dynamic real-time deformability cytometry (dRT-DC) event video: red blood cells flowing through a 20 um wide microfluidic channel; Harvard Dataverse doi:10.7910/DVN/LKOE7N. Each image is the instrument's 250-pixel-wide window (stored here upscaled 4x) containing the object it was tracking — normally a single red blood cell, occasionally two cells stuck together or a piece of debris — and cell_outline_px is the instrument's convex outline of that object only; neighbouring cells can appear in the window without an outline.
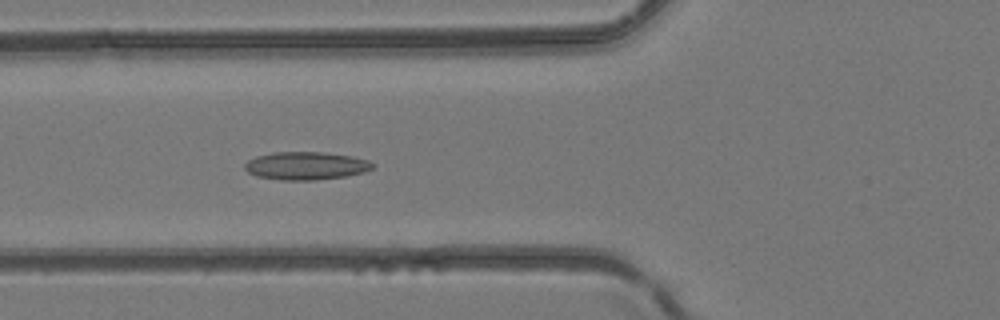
{"species": "common noctule bat (a hibernating species)", "species_latin": "Nyctalus noctula", "temperature_condition": "room temperature", "stored_images_in_passage": 40, "camera_frame_rate_fps": 3000, "um_per_image_px": 0.085, "animal": {"sex": "female", "body_mass_g": 24.6, "forearm_length_mm": 56.2}, "frame": {"image": 1, "passage_image": 17, "time_ms": 5.333, "image_size_px": [1000, 320], "cell_outline_px": [[372, 168], [364, 172], [348, 176], [316, 180], [280, 180], [256, 176], [248, 172], [244, 168], [244, 164], [248, 160], [256, 156], [272, 152], [324, 152], [352, 156], [368, 160], [372, 164]], "centroid_in_image_um": [25.98, 14.09], "position_along_channel_um": 99.8, "area_um2": 20.92}}
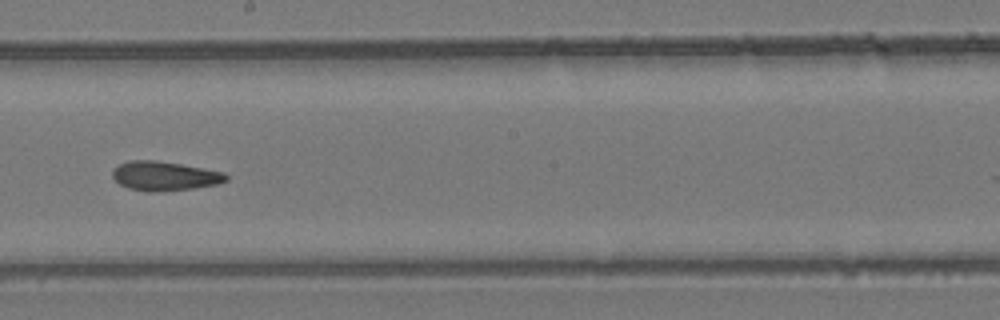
{"frame": {"image": 2, "passage_image": 26, "time_ms": 8.333, "image_size_px": [1000, 320], "cell_outline_px": [[228, 180], [220, 184], [192, 188], [156, 192], [148, 192], [128, 188], [120, 184], [112, 176], [112, 168], [120, 164], [132, 160], [156, 160], [204, 168], [224, 172], [228, 176]], "centroid_in_image_um": [14.0, 14.96], "position_along_channel_um": 234.2, "area_um2": 19.42}}
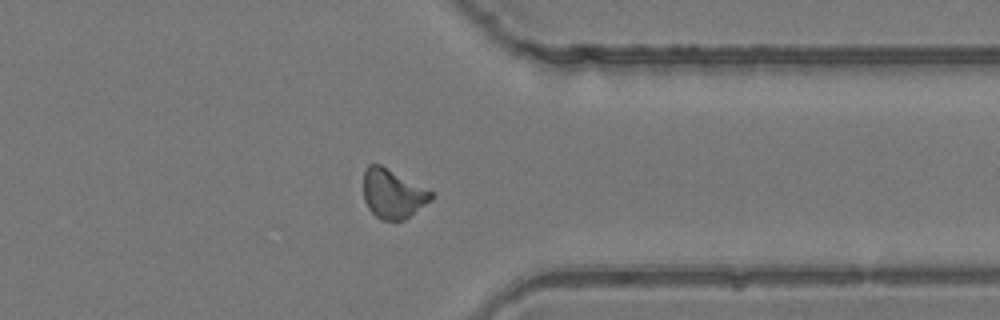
{"frame": {"image": 3, "passage_image": 36, "time_ms": 11.667, "image_size_px": [1000, 320], "cell_outline_px": [[432, 200], [404, 220], [380, 220], [368, 208], [364, 200], [364, 172], [368, 164], [380, 164], [432, 192]], "centroid_in_image_um": [33.36, 16.48], "position_along_channel_um": 378.0, "area_um2": 19.13}}